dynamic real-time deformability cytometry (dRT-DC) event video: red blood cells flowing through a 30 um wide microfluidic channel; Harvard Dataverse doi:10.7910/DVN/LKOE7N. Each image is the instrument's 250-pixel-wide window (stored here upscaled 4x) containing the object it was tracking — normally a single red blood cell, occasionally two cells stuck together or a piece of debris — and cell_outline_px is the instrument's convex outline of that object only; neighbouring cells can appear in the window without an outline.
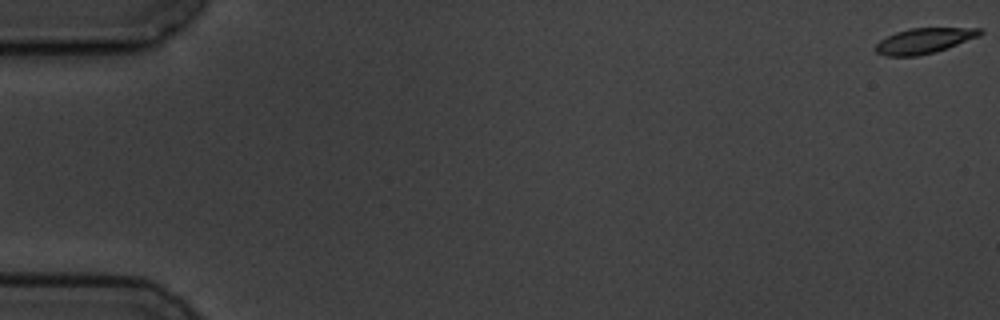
{"species": "common noctule bat (a hibernating species)", "species_latin": "Nyctalus noctula", "temperature_condition": "cold", "stored_images_in_passage": 11, "camera_frame_rate_fps": 3000, "um_per_image_px": 0.085, "animal": {"sex": "male", "body_mass_g": 19.5, "forearm_length_mm": 54.6}, "frame": {"image": 1, "passage_image": 1, "time_ms": 0.0, "image_size_px": [1000, 320], "cell_outline_px": [[984, 32], [980, 36], [948, 48], [936, 52], [916, 56], [884, 56], [876, 52], [876, 44], [880, 40], [896, 32], [908, 28], [984, 28]], "centroid_in_image_um": [78.59, 3.46], "position_along_channel_um": 6.4, "area_um2": 15.55}}
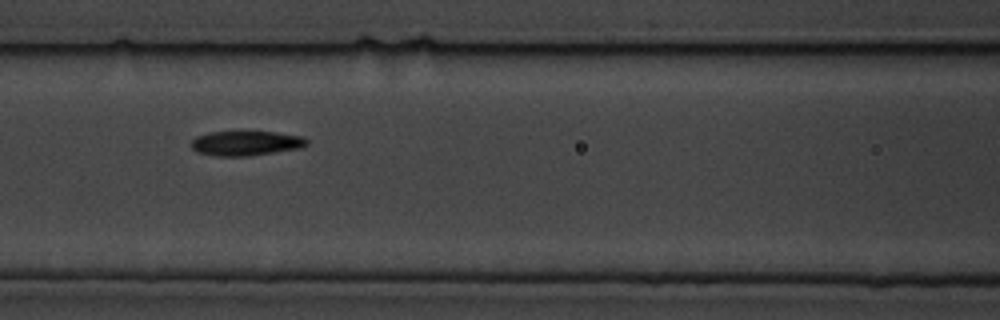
{"frame": {"image": 2, "passage_image": 7, "time_ms": 8.333, "image_size_px": [1000, 320], "cell_outline_px": [[308, 144], [300, 148], [248, 156], [216, 156], [196, 152], [192, 148], [192, 140], [196, 136], [212, 132], [276, 132], [300, 136], [308, 140]], "centroid_in_image_um": [20.89, 12.18], "position_along_channel_um": 145.7, "area_um2": 16.47}}
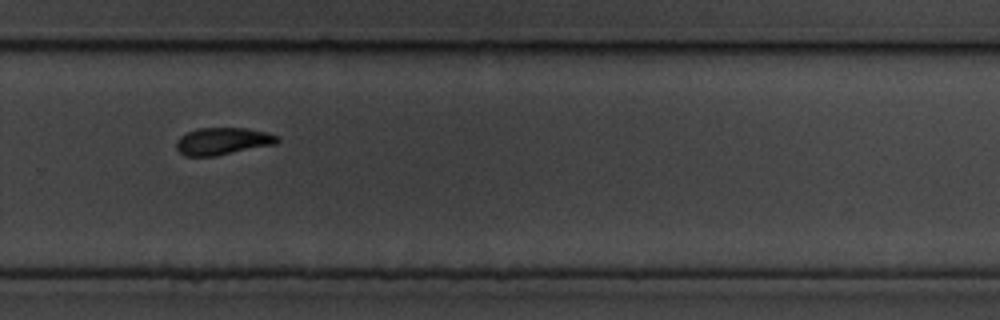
{"frame": {"image": 3, "passage_image": 11, "time_ms": 13.0, "image_size_px": [1000, 320], "cell_outline_px": [[280, 140], [276, 144], [216, 156], [184, 156], [176, 148], [176, 140], [180, 136], [196, 128], [248, 128], [268, 132], [276, 136]], "centroid_in_image_um": [18.92, 12.0], "position_along_channel_um": 310.9, "area_um2": 16.13}}